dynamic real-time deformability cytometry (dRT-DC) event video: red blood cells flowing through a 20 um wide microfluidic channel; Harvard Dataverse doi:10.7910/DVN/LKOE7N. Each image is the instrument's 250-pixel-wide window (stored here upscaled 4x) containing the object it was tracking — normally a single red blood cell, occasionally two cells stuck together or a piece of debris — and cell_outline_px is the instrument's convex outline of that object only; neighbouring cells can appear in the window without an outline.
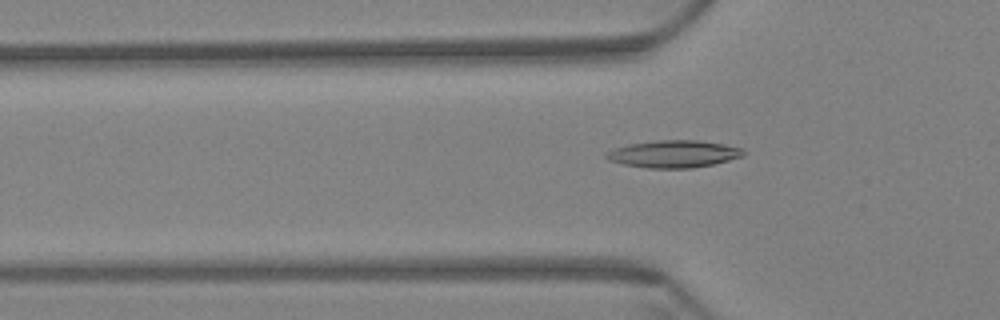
{"species": "Egyptian fruit bat (a non-hibernating species)", "species_latin": "Rousettus aegyptiacus", "temperature_condition": "warm", "stored_images_in_passage": 60, "camera_frame_rate_fps": 3000, "um_per_image_px": 0.085, "animal": {"sex": "female"}, "frame": {"image": 1, "passage_image": 20, "time_ms": 6.333, "image_size_px": [1000, 320], "cell_outline_px": [[744, 156], [712, 164], [692, 168], [648, 168], [624, 164], [608, 160], [604, 156], [604, 152], [612, 148], [628, 144], [656, 140], [696, 140], [724, 144], [744, 148]], "centroid_in_image_um": [57.22, 13.08], "position_along_channel_um": 68.6, "area_um2": 21.91}}
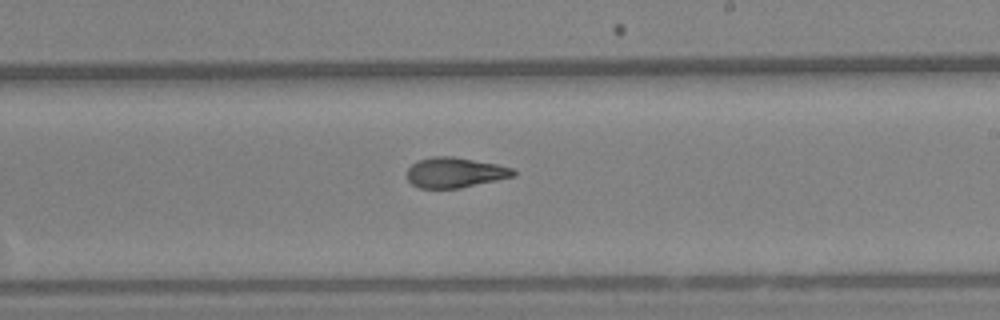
{"frame": {"image": 2, "passage_image": 36, "time_ms": 11.667, "image_size_px": [1000, 320], "cell_outline_px": [[516, 176], [460, 188], [420, 188], [412, 184], [408, 180], [408, 168], [412, 164], [420, 160], [432, 156], [452, 156], [496, 164], [512, 168], [516, 172]], "centroid_in_image_um": [38.68, 14.67], "position_along_channel_um": 250.3, "area_um2": 18.61}}
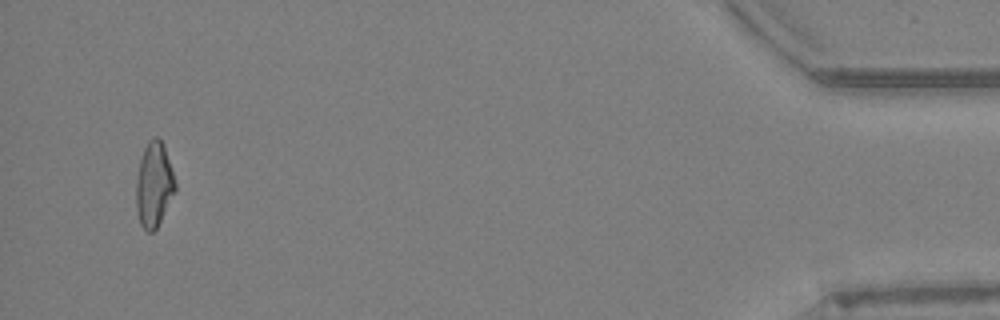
{"frame": {"image": 3, "passage_image": 58, "time_ms": 19.0, "image_size_px": [1000, 320], "cell_outline_px": [[176, 192], [156, 228], [152, 232], [148, 232], [140, 224], [136, 208], [136, 180], [140, 160], [144, 148], [148, 140], [156, 136], [164, 144], [176, 180]], "centroid_in_image_um": [13.1, 15.68], "position_along_channel_um": 422.1, "area_um2": 19.48}, "authors_computed_cell_mechanics": {"area_um2": 19.3341, "velocity_mm_per_s": 3.422, "shape_relaxation_time_tau1_ms": 5.7866, "shape_relaxation_time_tau2_ms": 2.5598, "deformation_change_tau1": 0.1878, "deformation_change_tau2": 0.0982}}